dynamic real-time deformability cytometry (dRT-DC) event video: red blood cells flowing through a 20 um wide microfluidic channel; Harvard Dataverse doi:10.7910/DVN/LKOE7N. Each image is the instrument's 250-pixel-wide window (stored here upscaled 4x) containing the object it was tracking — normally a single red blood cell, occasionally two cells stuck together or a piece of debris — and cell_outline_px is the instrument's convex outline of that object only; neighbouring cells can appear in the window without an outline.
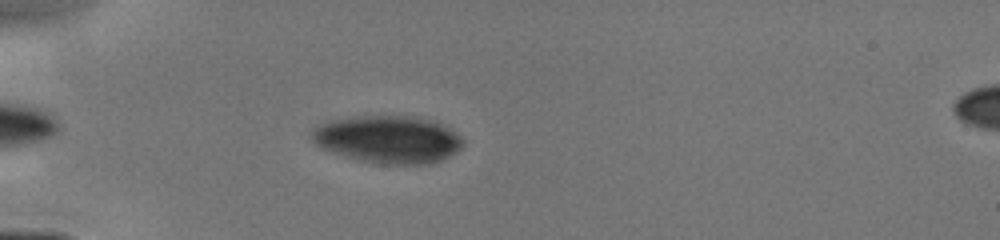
{"species": "human", "species_latin": "Homo sapiens", "temperature_condition": "cold", "stored_images_in_passage": 35, "camera_frame_rate_fps": 3000, "um_per_image_px": 0.085, "donor": {"sex": "male"}, "frame": {"image": 1, "passage_image": 6, "time_ms": 1.667, "image_size_px": [1000, 240], "cell_outline_px": [[464, 144], [456, 152], [432, 164], [376, 164], [356, 160], [320, 148], [312, 140], [312, 132], [316, 128], [324, 124], [336, 120], [364, 116], [404, 116], [428, 120], [440, 124], [464, 140]], "centroid_in_image_um": [32.98, 11.89], "position_along_channel_um": 52.0, "area_um2": 41.15}}
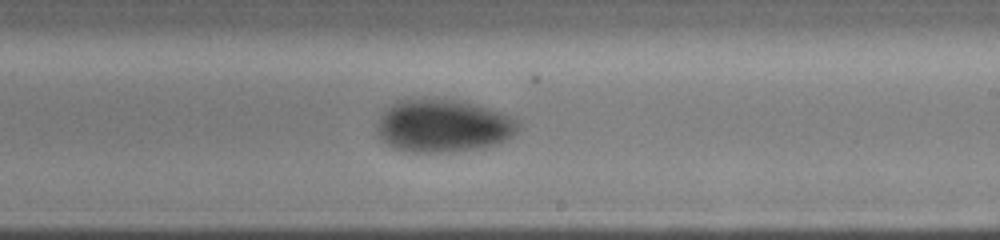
{"frame": {"image": 2, "passage_image": 22, "time_ms": 6.667, "image_size_px": [1000, 240], "cell_outline_px": [[520, 128], [512, 136], [496, 144], [484, 148], [448, 152], [412, 152], [392, 148], [376, 132], [376, 128], [380, 116], [396, 100], [456, 100], [476, 104], [516, 116], [520, 120]], "centroid_in_image_um": [37.73, 10.71], "position_along_channel_um": 251.3, "area_um2": 43.58}}
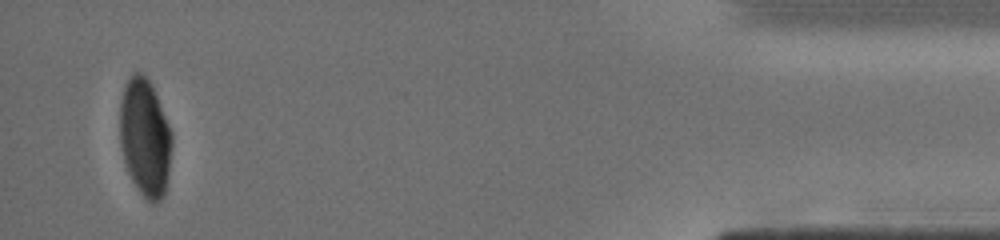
{"frame": {"image": 3, "passage_image": 35, "time_ms": 12.0, "image_size_px": [1000, 240], "cell_outline_px": [[172, 144], [168, 172], [164, 196], [156, 204], [152, 204], [140, 192], [132, 180], [128, 172], [124, 160], [120, 144], [120, 104], [124, 88], [132, 72], [140, 72], [148, 80], [156, 96], [172, 132]], "centroid_in_image_um": [12.32, 11.73], "position_along_channel_um": 422.9, "area_um2": 35.32}}